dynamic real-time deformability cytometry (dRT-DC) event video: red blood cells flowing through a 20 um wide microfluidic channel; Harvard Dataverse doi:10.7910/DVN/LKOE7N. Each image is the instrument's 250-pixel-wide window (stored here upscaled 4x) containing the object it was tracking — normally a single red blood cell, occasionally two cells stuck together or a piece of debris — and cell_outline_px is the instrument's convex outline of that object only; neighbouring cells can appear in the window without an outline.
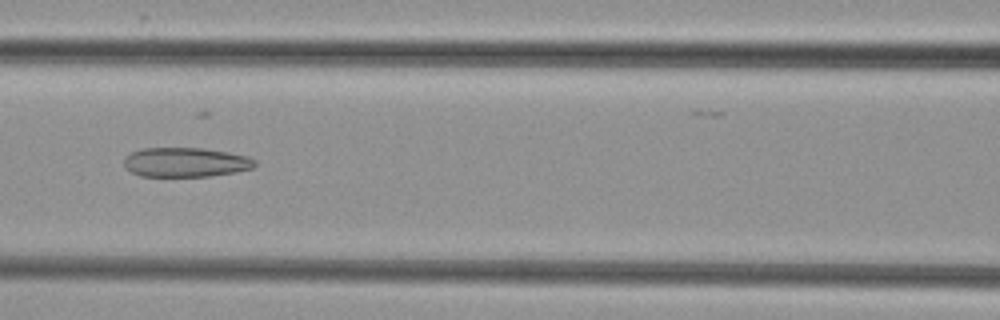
{"species": "common noctule bat (a hibernating species)", "species_latin": "Nyctalus noctula", "temperature_condition": "cold", "stored_images_in_passage": 8, "camera_frame_rate_fps": 3000, "um_per_image_px": 0.085, "animal": {"sex": "female", "body_mass_g": 29.2, "forearm_length_mm": 56.3}, "frame": {"image": 1, "passage_image": 5, "time_ms": 5.667, "image_size_px": [1000, 320], "cell_outline_px": [[256, 164], [252, 168], [236, 172], [208, 176], [140, 176], [124, 168], [124, 156], [140, 148], [204, 148], [228, 152], [248, 156], [256, 160]], "centroid_in_image_um": [15.76, 13.78], "position_along_channel_um": 150.8, "area_um2": 22.6}}
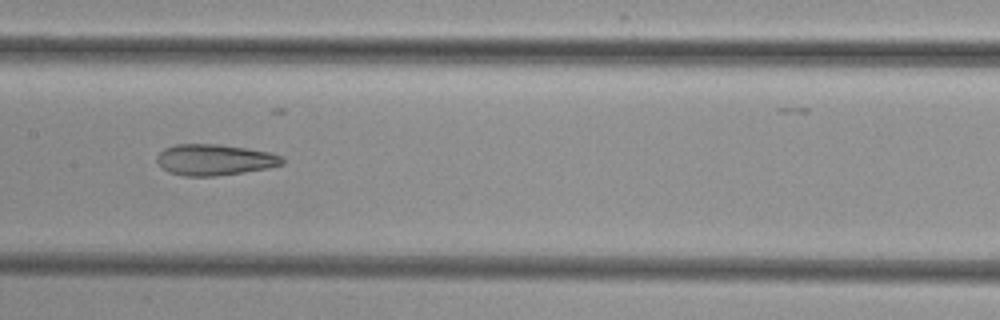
{"frame": {"image": 2, "passage_image": 6, "time_ms": 6.667, "image_size_px": [1000, 320], "cell_outline_px": [[284, 164], [268, 168], [244, 172], [216, 176], [184, 176], [168, 172], [156, 160], [156, 156], [164, 148], [176, 144], [220, 144], [268, 152], [280, 156], [284, 160]], "centroid_in_image_um": [18.22, 13.58], "position_along_channel_um": 189.2, "area_um2": 22.6}}
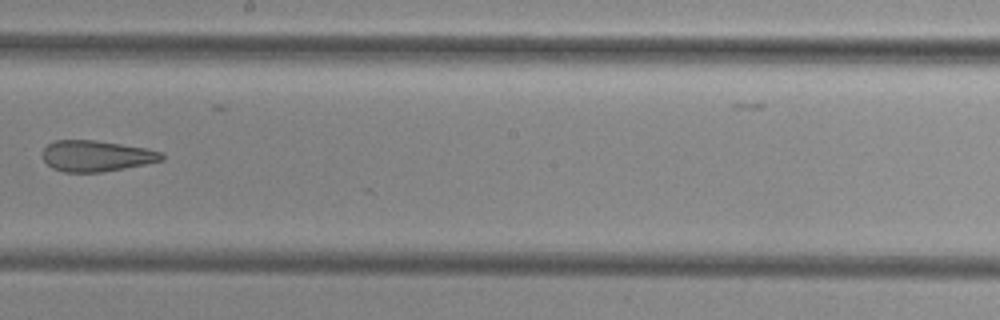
{"frame": {"image": 3, "passage_image": 7, "time_ms": 8.0, "image_size_px": [1000, 320], "cell_outline_px": [[164, 160], [124, 168], [100, 172], [64, 172], [52, 168], [40, 156], [40, 152], [48, 144], [56, 140], [96, 140], [144, 148], [164, 152]], "centroid_in_image_um": [8.15, 13.25], "position_along_channel_um": 240.0, "area_um2": 21.56}}